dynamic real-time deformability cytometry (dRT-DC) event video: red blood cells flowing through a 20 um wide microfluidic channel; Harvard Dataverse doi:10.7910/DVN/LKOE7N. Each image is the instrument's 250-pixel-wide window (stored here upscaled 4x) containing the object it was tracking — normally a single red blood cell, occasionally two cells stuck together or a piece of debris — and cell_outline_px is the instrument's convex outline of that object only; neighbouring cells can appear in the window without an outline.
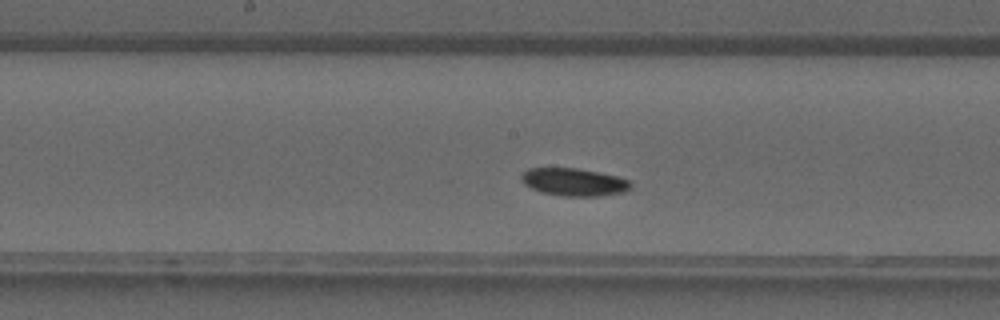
{"species": "common noctule bat (a hibernating species)", "species_latin": "Nyctalus noctula", "temperature_condition": "warm", "stored_images_in_passage": 38, "camera_frame_rate_fps": 3000, "um_per_image_px": 0.085, "animal": {"sex": "male", "forearm_length_mm": 52.5}, "frame": {"image": 1, "passage_image": 18, "time_ms": 5.667, "image_size_px": [1000, 320], "cell_outline_px": [[632, 188], [628, 192], [600, 196], [564, 196], [540, 192], [524, 184], [520, 180], [520, 176], [528, 168], [576, 168], [616, 176], [628, 180], [632, 184]], "centroid_in_image_um": [48.8, 15.48], "position_along_channel_um": 199.4, "area_um2": 17.74}}
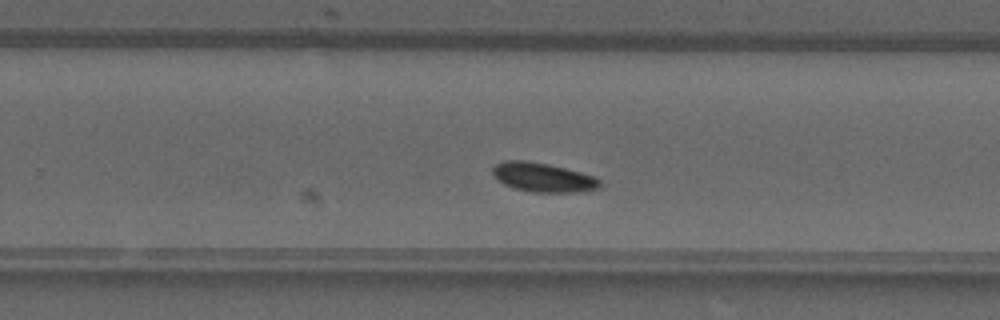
{"frame": {"image": 2, "passage_image": 23, "time_ms": 7.333, "image_size_px": [1000, 320], "cell_outline_px": [[600, 188], [580, 192], [532, 192], [516, 188], [504, 184], [492, 172], [492, 168], [496, 164], [504, 160], [524, 160], [548, 164], [596, 176], [600, 180]], "centroid_in_image_um": [46.19, 15.07], "position_along_channel_um": 283.6, "area_um2": 18.09}}
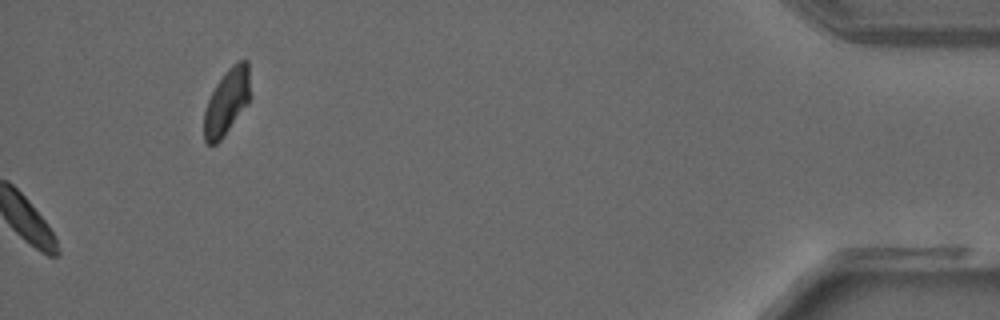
{"frame": {"image": 3, "passage_image": 38, "time_ms": 12.333, "image_size_px": [1000, 320], "cell_outline_px": [[248, 104], [220, 140], [216, 144], [208, 144], [204, 140], [204, 112], [208, 100], [216, 84], [224, 72], [232, 64], [240, 60], [248, 60]], "centroid_in_image_um": [19.25, 8.65], "position_along_channel_um": 416.0, "area_um2": 17.34}}